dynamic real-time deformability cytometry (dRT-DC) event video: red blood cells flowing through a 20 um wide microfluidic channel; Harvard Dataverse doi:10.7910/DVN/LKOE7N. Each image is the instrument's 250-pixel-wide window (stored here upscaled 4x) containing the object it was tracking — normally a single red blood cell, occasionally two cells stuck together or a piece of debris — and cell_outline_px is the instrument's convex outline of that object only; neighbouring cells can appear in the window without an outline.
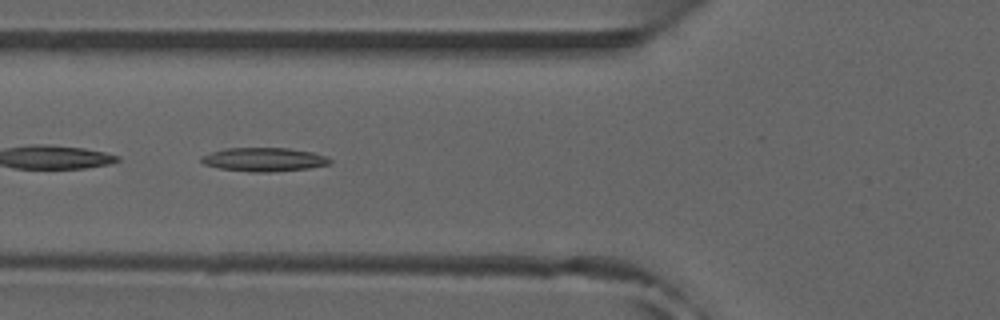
{"species": "common noctule bat (a hibernating species)", "species_latin": "Nyctalus noctula", "temperature_condition": "room temperature", "stored_images_in_passage": 35, "camera_frame_rate_fps": 3000, "um_per_image_px": 0.085, "animal": {"sex": "male", "forearm_length_mm": 52.5}, "frame": {"image": 1, "passage_image": 6, "time_ms": 1.667, "image_size_px": [1000, 320], "cell_outline_px": [[332, 164], [308, 168], [268, 172], [248, 172], [220, 168], [204, 164], [200, 160], [200, 156], [224, 148], [288, 148], [312, 152], [328, 156], [332, 160]], "centroid_in_image_um": [22.46, 13.55], "position_along_channel_um": 103.3, "area_um2": 17.86}}